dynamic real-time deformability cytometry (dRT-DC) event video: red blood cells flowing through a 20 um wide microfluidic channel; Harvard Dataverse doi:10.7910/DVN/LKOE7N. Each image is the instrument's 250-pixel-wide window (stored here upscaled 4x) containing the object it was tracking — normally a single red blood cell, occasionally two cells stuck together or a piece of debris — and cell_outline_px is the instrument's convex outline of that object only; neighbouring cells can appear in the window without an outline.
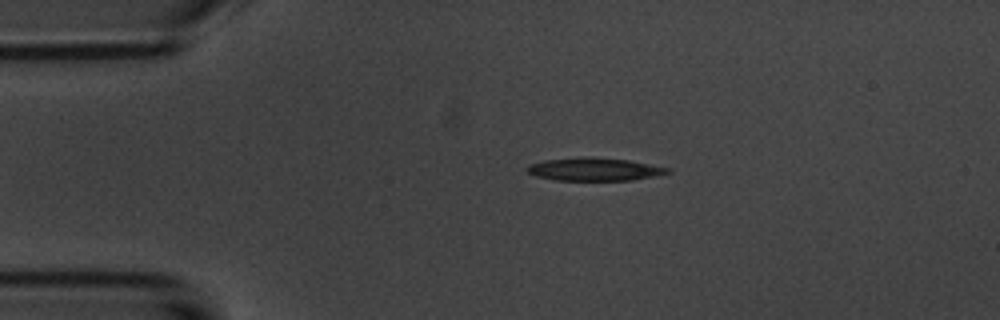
{"species": "common noctule bat (a hibernating species)", "species_latin": "Nyctalus noctula", "temperature_condition": "room temperature", "stored_images_in_passage": 2, "camera_frame_rate_fps": 3000, "um_per_image_px": 0.085, "animal": {"sex": "male", "body_mass_g": 20.1, "forearm_length_mm": 53.5}, "frame": {"image": 1, "passage_image": 1, "time_ms": 0.0, "image_size_px": [1000, 320], "cell_outline_px": [[672, 172], [656, 176], [632, 180], [552, 180], [536, 176], [528, 172], [524, 168], [528, 164], [544, 160], [628, 160], [668, 168]], "centroid_in_image_um": [50.51, 14.45], "position_along_channel_um": 34.5, "area_um2": 17.63}}